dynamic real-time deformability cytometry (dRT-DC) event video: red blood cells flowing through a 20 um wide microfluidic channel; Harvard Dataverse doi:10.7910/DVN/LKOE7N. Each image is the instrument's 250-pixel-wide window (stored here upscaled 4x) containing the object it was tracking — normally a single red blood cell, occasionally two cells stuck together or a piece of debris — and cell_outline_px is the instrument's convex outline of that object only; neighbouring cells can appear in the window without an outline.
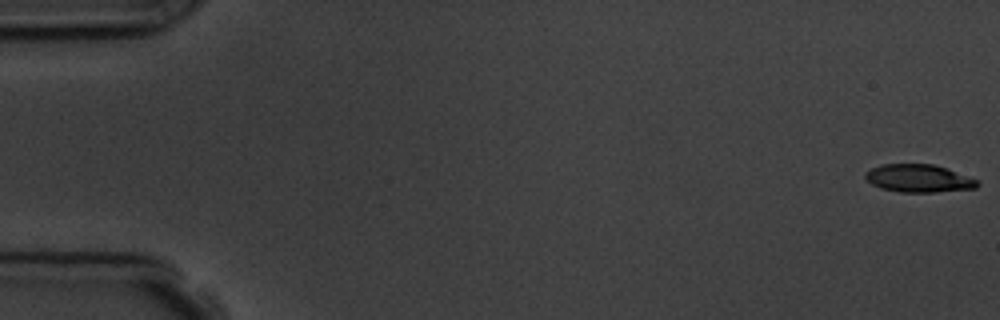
{"species": "common noctule bat (a hibernating species)", "species_latin": "Nyctalus noctula", "temperature_condition": "room temperature", "stored_images_in_passage": 6, "camera_frame_rate_fps": 3000, "um_per_image_px": 0.085, "animal": {"sex": "male", "body_mass_g": 19.5, "forearm_length_mm": 54.6}, "frame": {"image": 1, "passage_image": 1, "time_ms": 0.0, "image_size_px": [1000, 320], "cell_outline_px": [[980, 184], [976, 188], [936, 192], [900, 192], [880, 188], [872, 184], [864, 176], [864, 172], [872, 168], [884, 164], [932, 164], [948, 168], [980, 180]], "centroid_in_image_um": [78.13, 15.16], "position_along_channel_um": 6.9, "area_um2": 18.32}}
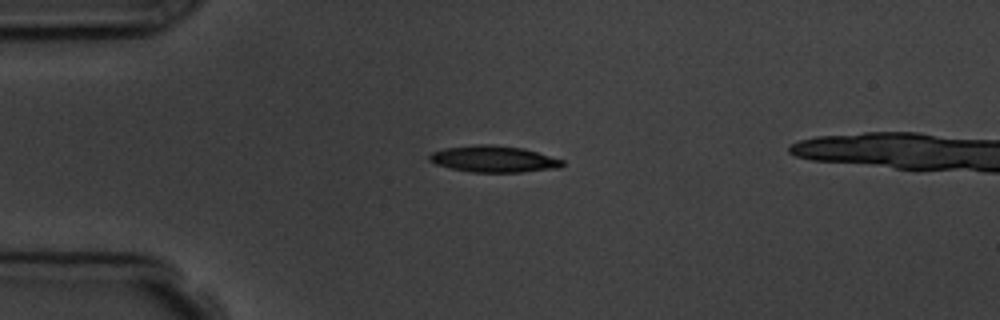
{"frame": {"image": 2, "passage_image": 4, "time_ms": 4.333, "image_size_px": [1000, 320], "cell_outline_px": [[564, 164], [560, 168], [520, 172], [472, 172], [452, 168], [436, 164], [428, 160], [428, 156], [432, 152], [444, 148], [476, 144], [488, 144], [524, 148], [564, 160]], "centroid_in_image_um": [41.97, 13.51], "position_along_channel_um": 43.0, "area_um2": 20.52}}